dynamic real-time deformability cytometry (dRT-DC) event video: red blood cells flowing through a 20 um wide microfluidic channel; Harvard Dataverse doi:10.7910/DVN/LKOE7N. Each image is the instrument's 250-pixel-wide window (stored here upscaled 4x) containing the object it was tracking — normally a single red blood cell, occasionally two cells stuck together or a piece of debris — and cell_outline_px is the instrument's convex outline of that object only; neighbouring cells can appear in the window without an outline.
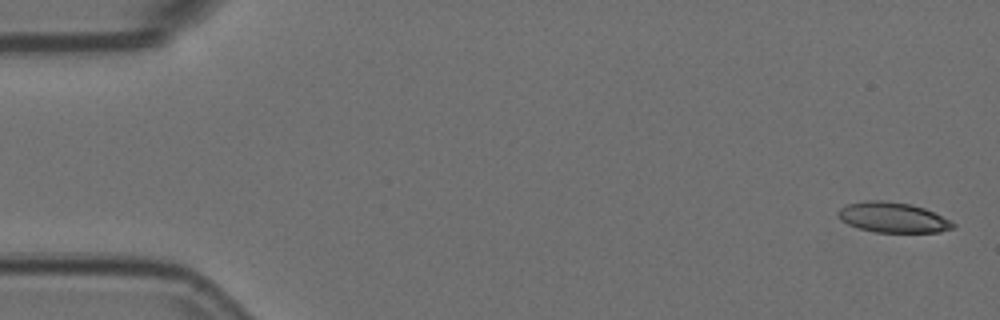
{"species": "Egyptian fruit bat (a non-hibernating species)", "species_latin": "Rousettus aegyptiacus", "temperature_condition": "room temperature", "stored_images_in_passage": 12, "camera_frame_rate_fps": 3000, "um_per_image_px": 0.085, "animal": {"sex": "female"}, "frame": {"image": 1, "passage_image": 1, "time_ms": 0.0, "image_size_px": [1000, 320], "cell_outline_px": [[956, 228], [940, 232], [876, 232], [860, 228], [848, 224], [840, 220], [836, 216], [836, 212], [840, 208], [848, 204], [864, 200], [884, 200], [912, 204], [924, 208], [956, 224]], "centroid_in_image_um": [75.86, 18.47], "position_along_channel_um": 9.1, "area_um2": 20.29}}
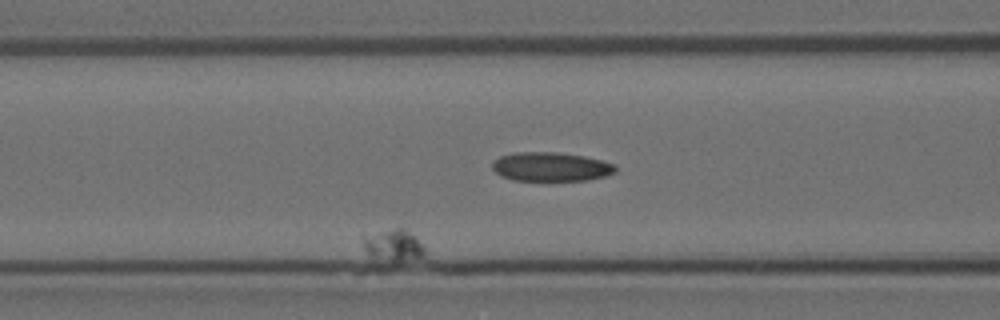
{"frame": {"image": 2, "passage_image": 6, "time_ms": 1.667, "image_size_px": [1000, 320], "cell_outline_px": [[424, 256], [400, 260], [392, 260], [376, 256], [368, 252], [364, 248], [360, 236], [360, 232], [396, 228], [404, 228], [424, 248]], "centroid_in_image_um": [33.31, 20.75], "position_along_channel_um": 133.3, "area_um2": 11.1}}
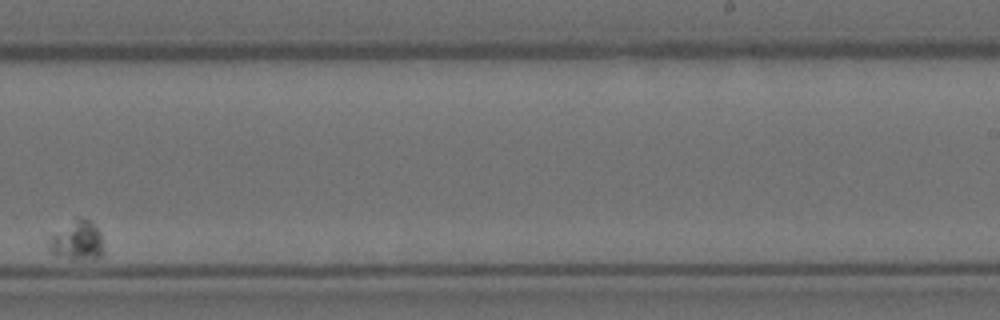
{"frame": {"image": 3, "passage_image": 12, "time_ms": 3.667, "image_size_px": [1000, 320], "cell_outline_px": [[104, 252], [96, 260], [72, 260], [52, 256], [48, 244], [48, 240], [52, 236], [76, 216], [80, 216], [88, 220], [100, 232]], "centroid_in_image_um": [6.55, 20.5], "position_along_channel_um": 282.5, "area_um2": 12.89}}